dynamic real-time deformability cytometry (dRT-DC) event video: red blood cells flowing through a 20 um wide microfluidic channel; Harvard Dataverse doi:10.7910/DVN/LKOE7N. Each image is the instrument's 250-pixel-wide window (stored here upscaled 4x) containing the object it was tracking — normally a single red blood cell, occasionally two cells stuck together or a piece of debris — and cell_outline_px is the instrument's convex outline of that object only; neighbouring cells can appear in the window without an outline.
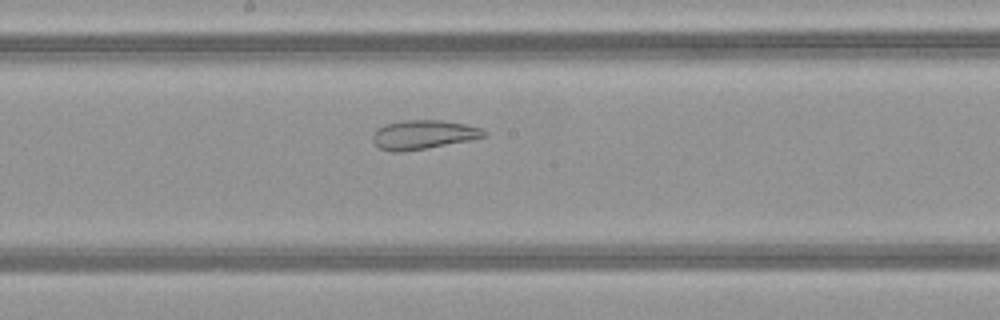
{"species": "common noctule bat (a hibernating species)", "species_latin": "Nyctalus noctula", "temperature_condition": "warm", "stored_images_in_passage": 31, "camera_frame_rate_fps": 3000, "um_per_image_px": 0.085, "animal": {"sex": "female", "body_mass_g": 21.9}, "frame": {"image": 1, "passage_image": 14, "time_ms": 4.333, "image_size_px": [1000, 320], "cell_outline_px": [[488, 136], [468, 140], [404, 152], [392, 152], [380, 148], [372, 140], [372, 132], [376, 128], [384, 124], [404, 120], [440, 120], [464, 124], [484, 128], [488, 132]], "centroid_in_image_um": [35.97, 11.43], "position_along_channel_um": 212.2, "area_um2": 18.96}}
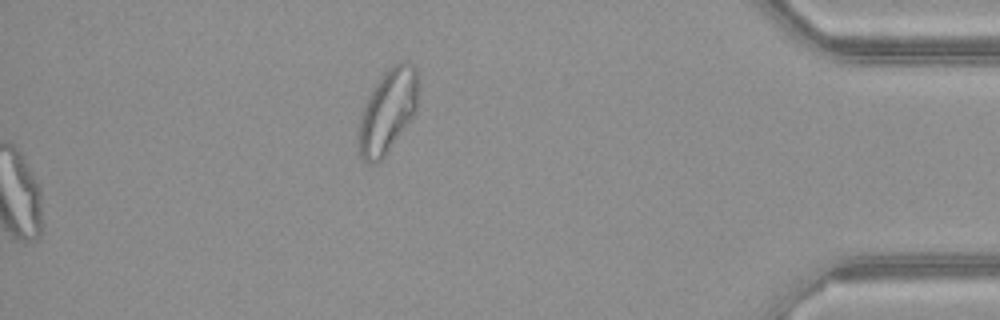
{"frame": {"image": 2, "passage_image": 31, "time_ms": 10.0, "image_size_px": [1000, 320], "cell_outline_px": [[416, 108], [412, 116], [388, 152], [380, 160], [372, 164], [368, 164], [360, 156], [356, 144], [356, 140], [360, 116], [368, 96], [380, 76], [392, 64], [400, 60], [408, 60], [416, 68]], "centroid_in_image_um": [32.89, 9.45], "position_along_channel_um": 402.3, "area_um2": 29.07}, "authors_computed_cell_mechanics": {"area_um2": 21.964, "velocity_mm_per_s": 4.1276, "shape_relaxation_time_tau1_ms": null, "shape_relaxation_time_tau2_ms": 1.7209, "deformation_change_tau1": null, "deformation_change_tau2": 0.0995}}